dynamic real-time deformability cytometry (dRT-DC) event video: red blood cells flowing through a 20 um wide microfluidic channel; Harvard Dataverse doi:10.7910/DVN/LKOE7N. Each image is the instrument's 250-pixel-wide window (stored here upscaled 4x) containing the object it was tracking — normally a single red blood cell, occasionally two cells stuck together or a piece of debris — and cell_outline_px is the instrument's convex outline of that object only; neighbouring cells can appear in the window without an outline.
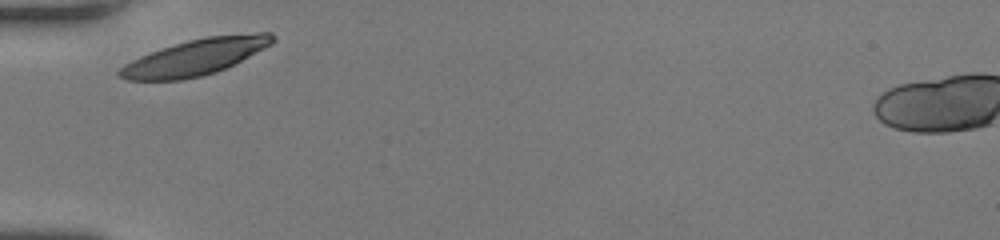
{"species": "human", "species_latin": "Homo sapiens", "temperature_condition": "room temperature", "stored_images_in_passage": 26, "camera_frame_rate_fps": 3000, "um_per_image_px": 0.085, "donor": {"sex": "female"}, "frame": {"image": 1, "passage_image": 1, "time_ms": 0.0, "image_size_px": [1000, 240], "cell_outline_px": [[276, 40], [272, 44], [216, 72], [200, 76], [180, 80], [124, 80], [116, 76], [116, 72], [124, 64], [140, 56], [188, 40], [208, 36], [256, 32], [272, 32], [276, 36]], "centroid_in_image_um": [16.6, 4.85], "position_along_channel_um": 68.4, "area_um2": 31.91}}
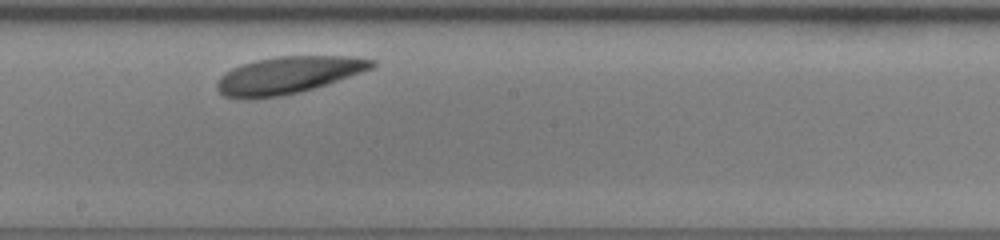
{"frame": {"image": 2, "passage_image": 14, "time_ms": 4.333, "image_size_px": [1000, 240], "cell_outline_px": [[376, 64], [372, 68], [328, 84], [300, 92], [280, 96], [252, 100], [244, 100], [224, 96], [216, 88], [216, 80], [224, 72], [232, 68], [256, 60], [276, 56], [356, 56], [376, 60]], "centroid_in_image_um": [24.46, 6.4], "position_along_channel_um": 223.7, "area_um2": 33.87}}
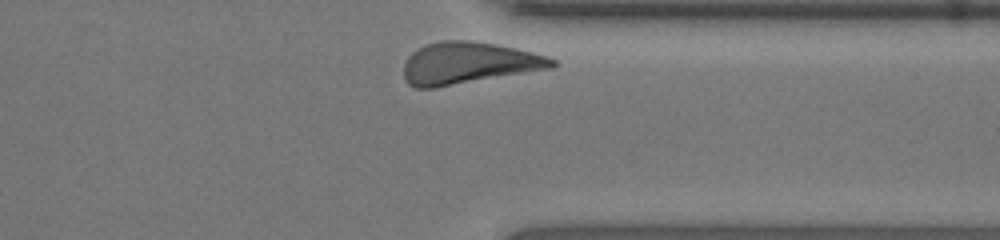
{"frame": {"image": 3, "passage_image": 26, "time_ms": 8.333, "image_size_px": [1000, 240], "cell_outline_px": [[556, 64], [552, 68], [436, 88], [416, 88], [408, 84], [404, 76], [404, 64], [408, 56], [412, 52], [428, 44], [440, 40], [468, 40], [496, 44], [516, 48], [532, 52], [556, 60]], "centroid_in_image_um": [39.8, 5.37], "position_along_channel_um": 371.6, "area_um2": 36.07}, "authors_computed_cell_mechanics": {"area_um2": 32.9749, "velocity_mm_per_s": 3.6505, "shape_relaxation_time_tau1_ms": 0.8069, "shape_relaxation_time_tau2_ms": 10.9492, "deformation_change_tau1": 0.0769, "deformation_change_tau2": 0.105}}